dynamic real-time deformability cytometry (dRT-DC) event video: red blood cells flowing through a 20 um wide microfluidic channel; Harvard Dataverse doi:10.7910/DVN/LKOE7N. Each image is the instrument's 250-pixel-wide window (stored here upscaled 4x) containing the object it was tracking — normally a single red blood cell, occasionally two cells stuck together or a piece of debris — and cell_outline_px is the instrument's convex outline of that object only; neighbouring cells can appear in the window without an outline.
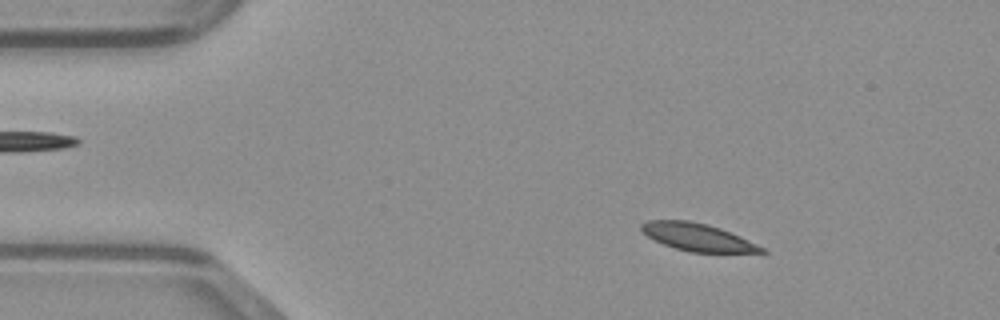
{"species": "common noctule bat (a hibernating species)", "species_latin": "Nyctalus noctula", "temperature_condition": "warm", "stored_images_in_passage": 48, "camera_frame_rate_fps": 3000, "um_per_image_px": 0.085, "animal": {"sex": "male", "body_mass_g": 23.1, "forearm_length_mm": 52.7}, "frame": {"image": 1, "passage_image": 7, "time_ms": 2.0, "image_size_px": [1000, 320], "cell_outline_px": [[768, 252], [688, 252], [664, 244], [640, 232], [640, 224], [648, 220], [688, 220], [708, 224], [720, 228], [740, 236], [764, 248]], "centroid_in_image_um": [59.25, 20.14], "position_along_channel_um": 25.8, "area_um2": 19.13}}
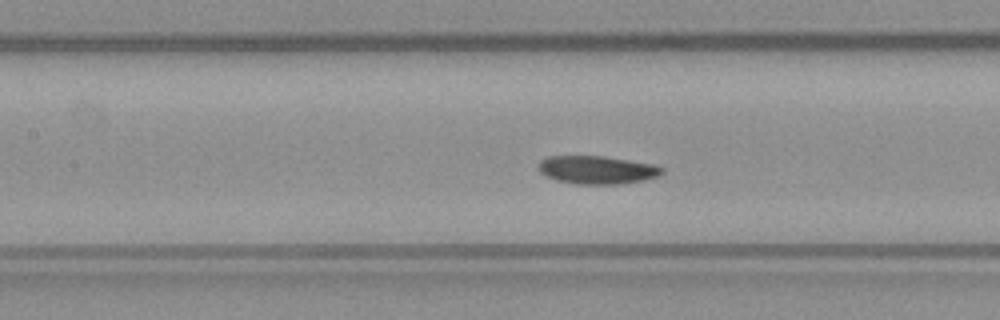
{"frame": {"image": 2, "passage_image": 21, "time_ms": 6.667, "image_size_px": [1000, 320], "cell_outline_px": [[664, 172], [660, 176], [644, 180], [620, 184], [576, 184], [560, 180], [548, 176], [540, 172], [536, 168], [536, 164], [540, 160], [548, 156], [604, 156], [656, 164], [664, 168]], "centroid_in_image_um": [50.78, 14.43], "position_along_channel_um": 156.6, "area_um2": 20.46}}
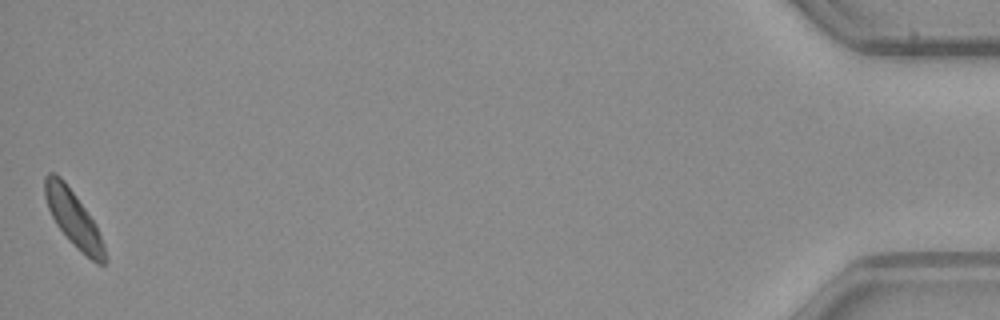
{"frame": {"image": 3, "passage_image": 48, "time_ms": 15.667, "image_size_px": [1000, 320], "cell_outline_px": [[108, 260], [104, 264], [96, 264], [76, 248], [56, 224], [48, 208], [44, 196], [44, 176], [48, 172], [56, 172], [64, 180], [76, 196], [96, 224], [104, 244]], "centroid_in_image_um": [6.25, 18.58], "position_along_channel_um": 428.9, "area_um2": 19.65}}